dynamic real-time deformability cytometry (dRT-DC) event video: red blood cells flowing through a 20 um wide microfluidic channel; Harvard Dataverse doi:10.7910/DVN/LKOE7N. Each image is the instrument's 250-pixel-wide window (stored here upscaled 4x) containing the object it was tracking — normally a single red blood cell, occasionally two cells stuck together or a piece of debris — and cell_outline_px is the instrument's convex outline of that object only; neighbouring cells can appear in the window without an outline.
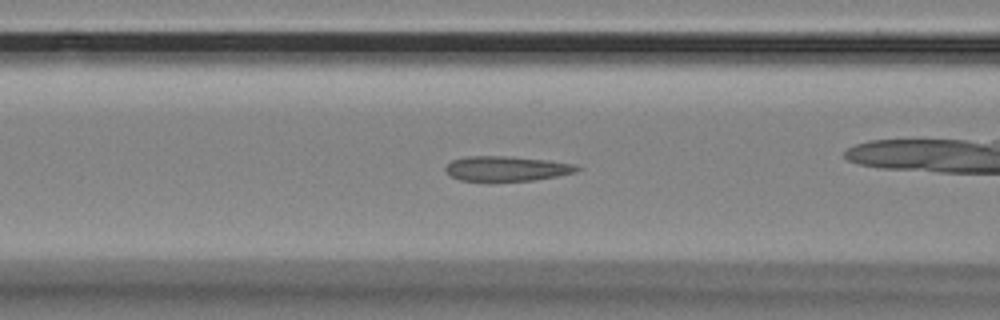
{"species": "Egyptian fruit bat (a non-hibernating species)", "species_latin": "Rousettus aegyptiacus", "temperature_condition": "room temperature", "stored_images_in_passage": 49, "camera_frame_rate_fps": 3000, "um_per_image_px": 0.085, "animal": {"sex": "female"}, "frame": {"image": 1, "passage_image": 14, "time_ms": 4.333, "image_size_px": [1000, 320], "cell_outline_px": [[580, 168], [576, 172], [556, 176], [532, 180], [460, 180], [444, 172], [444, 168], [452, 160], [468, 156], [508, 156], [548, 160], [572, 164]], "centroid_in_image_um": [43.02, 14.31], "position_along_channel_um": 123.6, "area_um2": 18.73}}
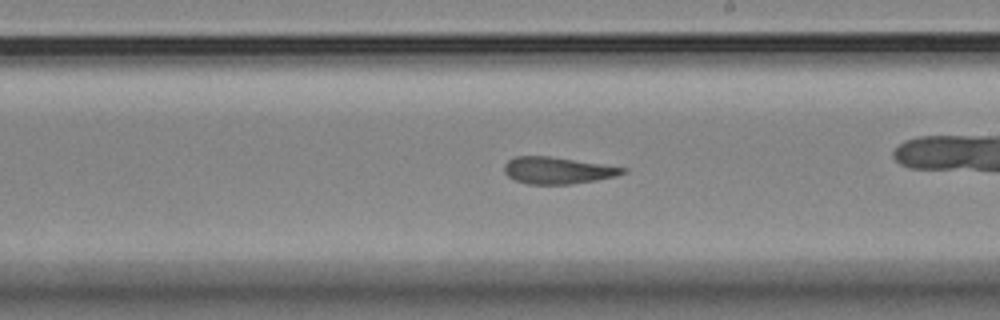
{"frame": {"image": 2, "passage_image": 24, "time_ms": 7.667, "image_size_px": [1000, 320], "cell_outline_px": [[628, 172], [616, 176], [596, 180], [572, 184], [528, 184], [516, 180], [508, 176], [504, 172], [504, 164], [508, 160], [516, 156], [548, 156], [628, 168]], "centroid_in_image_um": [47.4, 14.49], "position_along_channel_um": 241.6, "area_um2": 18.44}}
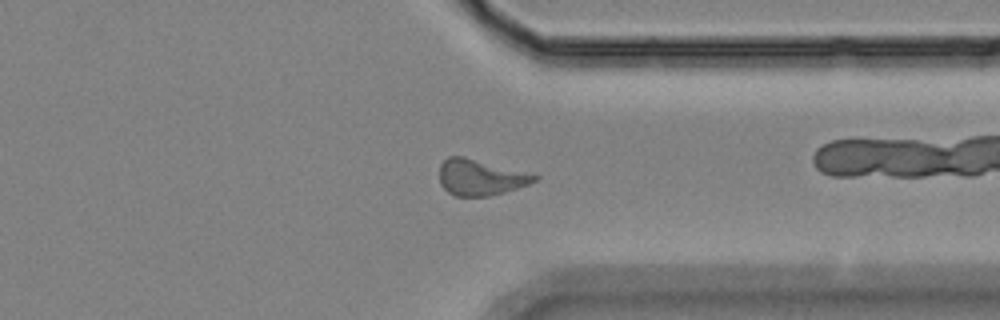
{"frame": {"image": 3, "passage_image": 35, "time_ms": 11.333, "image_size_px": [1000, 320], "cell_outline_px": [[540, 176], [536, 180], [528, 184], [504, 192], [488, 196], [452, 196], [440, 184], [440, 164], [448, 156], [464, 156], [536, 172]], "centroid_in_image_um": [40.9, 15.04], "position_along_channel_um": 370.5, "area_um2": 20.52}, "authors_computed_cell_mechanics": {"area_um2": 19.8832, "velocity_mm_per_s": 3.5474, "shape_relaxation_time_tau1_ms": null, "shape_relaxation_time_tau2_ms": 4.4275, "deformation_change_tau1": null, "deformation_change_tau2": 0.1398}}